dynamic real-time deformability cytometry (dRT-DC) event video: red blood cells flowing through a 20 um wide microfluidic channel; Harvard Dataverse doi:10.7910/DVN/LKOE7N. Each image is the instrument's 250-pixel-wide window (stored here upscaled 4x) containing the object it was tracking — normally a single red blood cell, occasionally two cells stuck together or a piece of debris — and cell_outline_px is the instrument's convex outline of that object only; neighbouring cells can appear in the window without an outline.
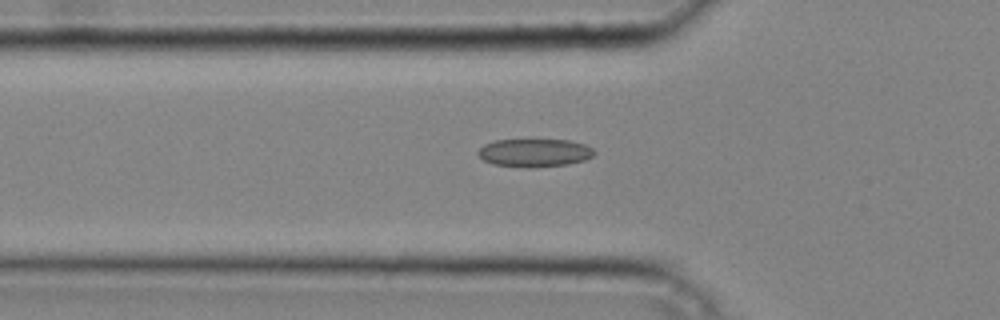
{"species": "common noctule bat (a hibernating species)", "species_latin": "Nyctalus noctula", "temperature_condition": "cold", "stored_images_in_passage": 37, "camera_frame_rate_fps": 3000, "um_per_image_px": 0.085, "animal": {"sex": "male", "body_mass_g": 20.4}, "frame": {"image": 1, "passage_image": 12, "time_ms": 3.667, "image_size_px": [1000, 320], "cell_outline_px": [[596, 152], [592, 156], [584, 160], [568, 164], [528, 168], [492, 164], [484, 160], [476, 152], [484, 144], [496, 140], [568, 140], [584, 144], [592, 148]], "centroid_in_image_um": [45.42, 12.99], "position_along_channel_um": 80.4, "area_um2": 18.96}}
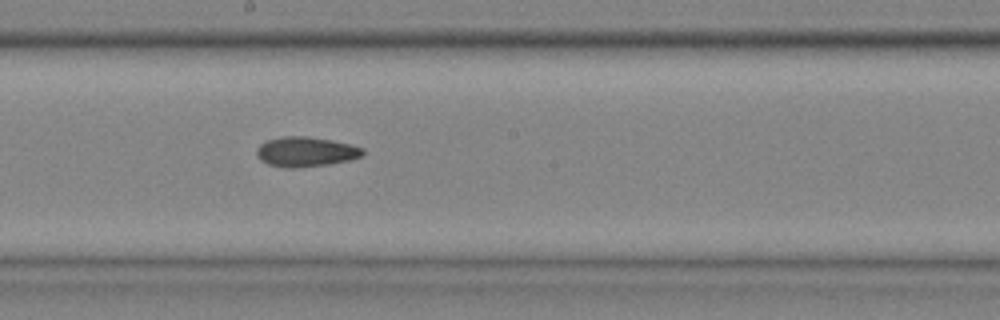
{"frame": {"image": 2, "passage_image": 21, "time_ms": 6.667, "image_size_px": [1000, 320], "cell_outline_px": [[364, 156], [348, 160], [328, 164], [300, 168], [284, 168], [268, 164], [260, 160], [256, 156], [256, 148], [260, 144], [268, 140], [280, 136], [308, 136], [332, 140], [352, 144], [364, 148]], "centroid_in_image_um": [25.99, 12.9], "position_along_channel_um": 222.2, "area_um2": 18.79}}
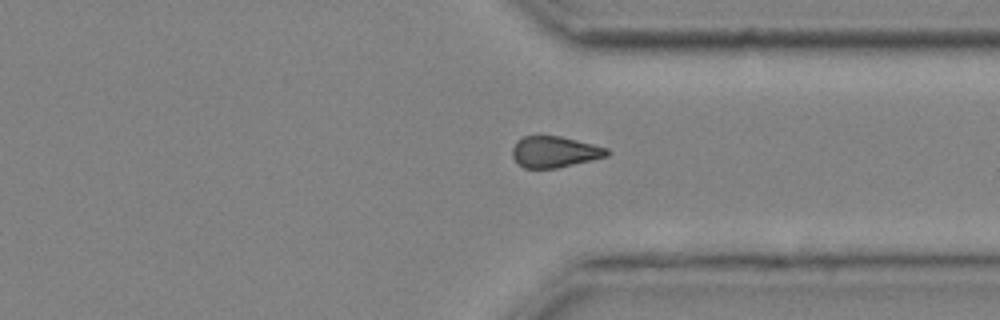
{"frame": {"image": 3, "passage_image": 30, "time_ms": 9.667, "image_size_px": [1000, 320], "cell_outline_px": [[608, 156], [592, 160], [556, 168], [524, 168], [512, 156], [512, 148], [516, 140], [524, 136], [560, 136], [608, 148]], "centroid_in_image_um": [47.12, 12.9], "position_along_channel_um": 364.3, "area_um2": 17.05}}